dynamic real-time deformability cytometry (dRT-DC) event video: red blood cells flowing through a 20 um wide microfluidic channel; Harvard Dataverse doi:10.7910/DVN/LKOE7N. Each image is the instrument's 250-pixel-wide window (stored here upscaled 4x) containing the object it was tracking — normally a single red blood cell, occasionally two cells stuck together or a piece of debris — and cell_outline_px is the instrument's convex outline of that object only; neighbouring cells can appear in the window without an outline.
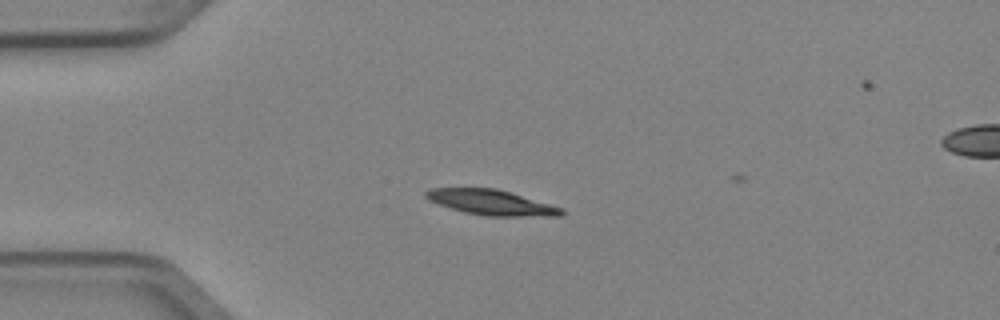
{"species": "Egyptian fruit bat (a non-hibernating species)", "species_latin": "Rousettus aegyptiacus", "temperature_condition": "cold", "stored_images_in_passage": 4, "camera_frame_rate_fps": 3000, "um_per_image_px": 0.085, "animal": {"sex": "female"}, "frame": {"image": 1, "passage_image": 3, "time_ms": 0.667, "image_size_px": [1000, 320], "cell_outline_px": [[564, 216], [484, 216], [464, 212], [428, 200], [424, 196], [424, 192], [432, 188], [496, 188], [564, 208]], "centroid_in_image_um": [41.78, 17.21], "position_along_channel_um": 43.2, "area_um2": 19.88}}